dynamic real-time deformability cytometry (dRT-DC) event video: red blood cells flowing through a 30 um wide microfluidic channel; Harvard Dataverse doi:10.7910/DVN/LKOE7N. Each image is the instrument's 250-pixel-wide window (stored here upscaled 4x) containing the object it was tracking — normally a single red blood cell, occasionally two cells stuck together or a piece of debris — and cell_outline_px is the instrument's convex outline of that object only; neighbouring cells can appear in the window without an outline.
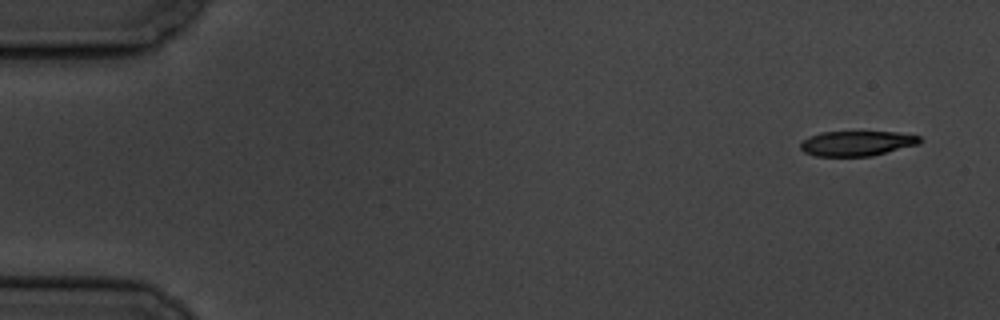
{"species": "common noctule bat (a hibernating species)", "species_latin": "Nyctalus noctula", "temperature_condition": "cold", "stored_images_in_passage": 6, "segment_of_instrument_passage": [1, 2], "camera_frame_rate_fps": 3000, "um_per_image_px": 0.085, "animal": {"sex": "male", "body_mass_g": 19.5, "forearm_length_mm": 54.6}, "frame": {"image": 1, "passage_image": 1, "time_ms": 0.0, "image_size_px": [1000, 320], "cell_outline_px": [[924, 140], [920, 144], [872, 156], [816, 156], [804, 152], [800, 148], [800, 144], [808, 136], [820, 132], [896, 132], [920, 136]], "centroid_in_image_um": [72.86, 12.18], "position_along_channel_um": 12.1, "area_um2": 17.51}}
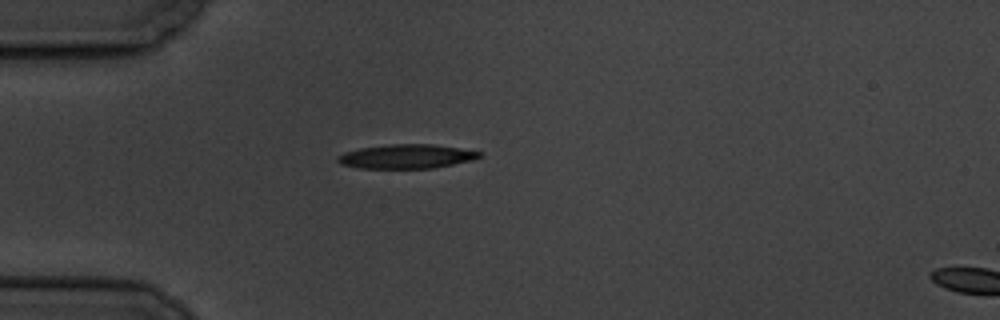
{"frame": {"image": 2, "passage_image": 5, "time_ms": 4.333, "image_size_px": [1000, 320], "cell_outline_px": [[480, 156], [472, 160], [432, 168], [360, 168], [340, 164], [336, 160], [336, 156], [344, 152], [360, 148], [392, 144], [432, 144], [460, 148], [480, 152]], "centroid_in_image_um": [34.49, 13.29], "position_along_channel_um": 50.5, "area_um2": 19.77}}